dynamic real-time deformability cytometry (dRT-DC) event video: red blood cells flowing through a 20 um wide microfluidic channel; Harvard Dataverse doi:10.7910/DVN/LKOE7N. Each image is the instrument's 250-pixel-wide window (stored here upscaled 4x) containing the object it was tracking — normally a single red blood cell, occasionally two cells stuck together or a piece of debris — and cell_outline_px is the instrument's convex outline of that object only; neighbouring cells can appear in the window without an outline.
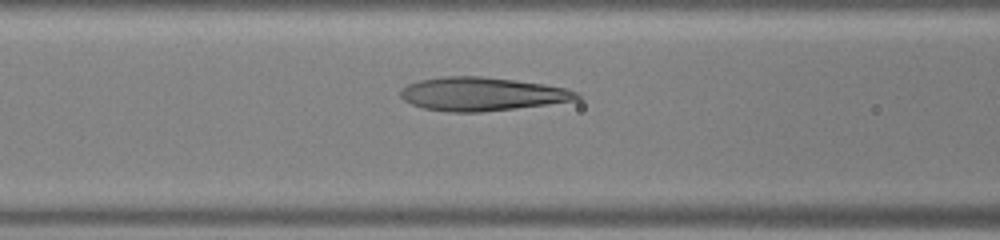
{"species": "human", "species_latin": "Homo sapiens", "temperature_condition": "warm", "stored_images_in_passage": 10, "camera_frame_rate_fps": 3000, "um_per_image_px": 0.085, "donor": {"sex": "male"}, "frame": {"image": 1, "passage_image": 6, "time_ms": 1.667, "image_size_px": [1000, 240], "cell_outline_px": [[580, 100], [516, 108], [480, 112], [448, 112], [424, 108], [412, 104], [404, 100], [400, 96], [400, 92], [408, 84], [420, 80], [444, 76], [480, 76], [544, 84], [564, 88], [580, 92]], "centroid_in_image_um": [40.99, 7.99], "position_along_channel_um": 125.6, "area_um2": 34.28}}
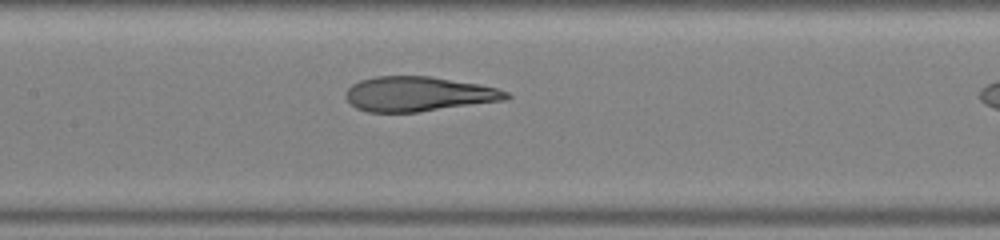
{"frame": {"image": 2, "passage_image": 9, "time_ms": 2.667, "image_size_px": [1000, 240], "cell_outline_px": [[512, 96], [508, 100], [416, 112], [368, 112], [356, 108], [344, 96], [348, 88], [352, 84], [360, 80], [376, 76], [432, 76], [480, 84], [496, 88], [508, 92]], "centroid_in_image_um": [35.59, 7.98], "position_along_channel_um": 171.8, "area_um2": 32.66}}